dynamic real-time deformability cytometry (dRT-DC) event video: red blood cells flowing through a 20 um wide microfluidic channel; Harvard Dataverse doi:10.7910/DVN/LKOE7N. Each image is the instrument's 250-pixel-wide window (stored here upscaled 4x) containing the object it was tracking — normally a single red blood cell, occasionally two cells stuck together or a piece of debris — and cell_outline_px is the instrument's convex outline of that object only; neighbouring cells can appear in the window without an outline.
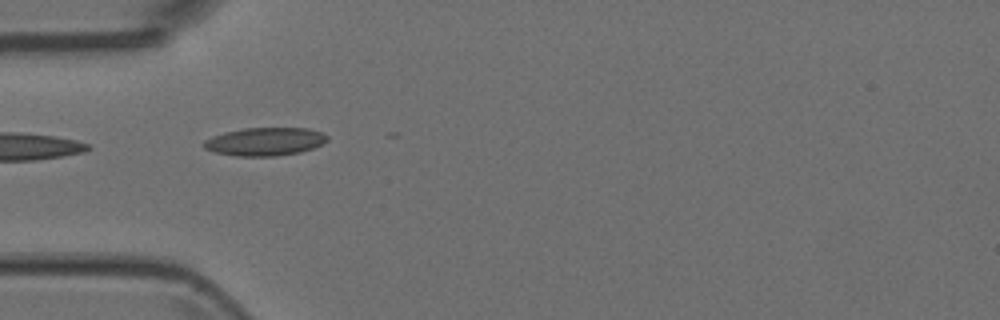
{"species": "Egyptian fruit bat (a non-hibernating species)", "species_latin": "Rousettus aegyptiacus", "temperature_condition": "room temperature", "stored_images_in_passage": 2, "camera_frame_rate_fps": 3000, "um_per_image_px": 0.085, "animal": {"sex": "female"}, "frame": {"image": 1, "passage_image": 1, "time_ms": 0.0, "image_size_px": [1000, 320], "cell_outline_px": [[328, 140], [312, 148], [300, 152], [276, 156], [236, 156], [216, 152], [204, 148], [200, 144], [204, 140], [212, 136], [224, 132], [244, 128], [308, 128], [320, 132], [328, 136]], "centroid_in_image_um": [22.48, 12.03], "position_along_channel_um": 62.5, "area_um2": 20.23}}